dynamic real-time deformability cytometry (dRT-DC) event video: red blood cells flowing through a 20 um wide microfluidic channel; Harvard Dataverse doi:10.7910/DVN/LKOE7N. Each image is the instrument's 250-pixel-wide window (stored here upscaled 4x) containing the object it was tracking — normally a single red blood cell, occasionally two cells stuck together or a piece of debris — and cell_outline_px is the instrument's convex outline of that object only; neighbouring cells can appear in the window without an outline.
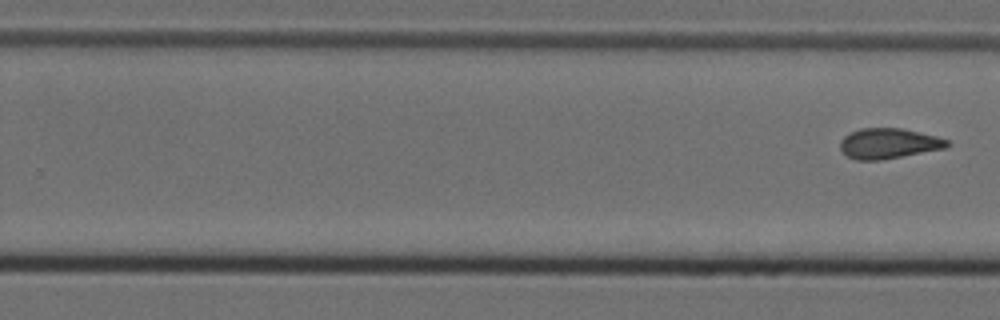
{"species": "Egyptian fruit bat (a non-hibernating species)", "species_latin": "Rousettus aegyptiacus", "temperature_condition": "cold", "stored_images_in_passage": 8, "segment_of_instrument_passage": [2, 2], "camera_frame_rate_fps": 3000, "um_per_image_px": 0.085, "animal": {"sex": "female"}, "frame": {"image": 1, "passage_image": 8, "time_ms": 2.333, "image_size_px": [1000, 320], "cell_outline_px": [[952, 144], [948, 148], [880, 160], [856, 160], [848, 156], [840, 148], [840, 140], [844, 136], [860, 128], [900, 128], [920, 132], [936, 136], [948, 140]], "centroid_in_image_um": [75.57, 12.19], "position_along_channel_um": 254.2, "area_um2": 18.96}}